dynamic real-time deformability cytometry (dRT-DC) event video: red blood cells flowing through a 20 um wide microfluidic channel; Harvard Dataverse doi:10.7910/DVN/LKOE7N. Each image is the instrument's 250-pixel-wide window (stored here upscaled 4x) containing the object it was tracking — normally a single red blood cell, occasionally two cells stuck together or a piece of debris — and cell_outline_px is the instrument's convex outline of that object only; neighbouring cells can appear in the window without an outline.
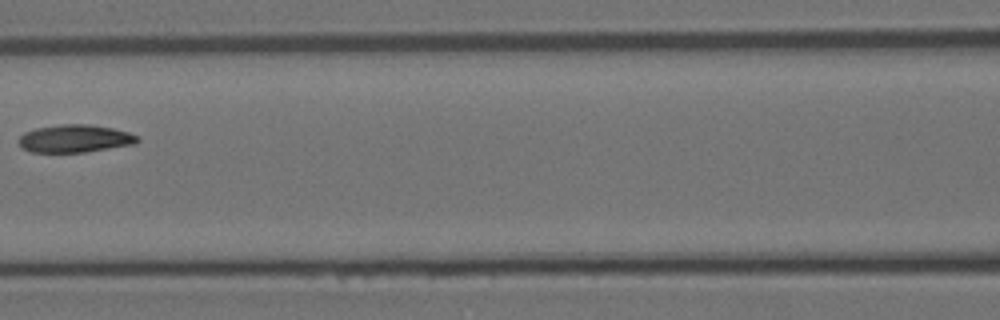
{"species": "Egyptian fruit bat (a non-hibernating species)", "species_latin": "Rousettus aegyptiacus", "temperature_condition": "room temperature", "stored_images_in_passage": 7, "camera_frame_rate_fps": 3000, "um_per_image_px": 0.085, "animal": {"sex": "female"}, "frame": {"image": 1, "passage_image": 7, "time_ms": 2.0, "image_size_px": [1000, 320], "cell_outline_px": [[140, 140], [136, 144], [84, 152], [32, 152], [24, 148], [20, 144], [20, 136], [24, 132], [36, 128], [60, 124], [88, 124], [112, 128], [128, 132], [140, 136]], "centroid_in_image_um": [6.41, 11.77], "position_along_channel_um": 160.2, "area_um2": 19.13}}